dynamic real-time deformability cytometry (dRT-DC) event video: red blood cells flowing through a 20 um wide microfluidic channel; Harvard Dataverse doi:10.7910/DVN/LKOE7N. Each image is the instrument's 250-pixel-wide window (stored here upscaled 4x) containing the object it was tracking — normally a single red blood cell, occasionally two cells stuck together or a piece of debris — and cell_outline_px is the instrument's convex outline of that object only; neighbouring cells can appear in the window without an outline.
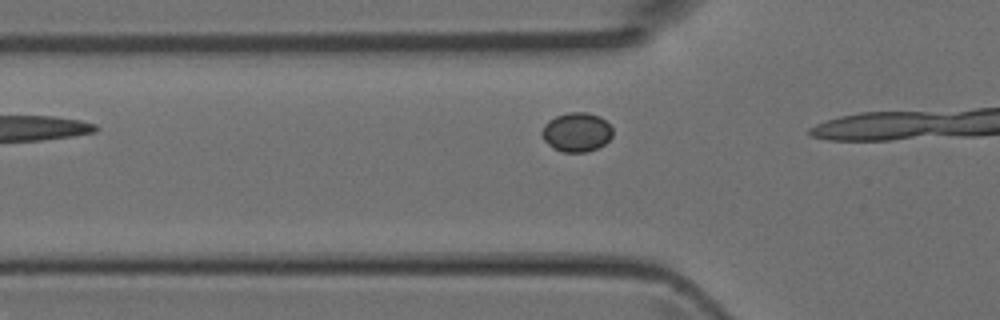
{"species": "Egyptian fruit bat (a non-hibernating species)", "species_latin": "Rousettus aegyptiacus", "temperature_condition": "room temperature", "stored_images_in_passage": 3, "camera_frame_rate_fps": 3000, "um_per_image_px": 0.085, "animal": {"sex": "female"}, "frame": {"image": 1, "passage_image": 3, "time_ms": 0.667, "image_size_px": [1000, 320], "cell_outline_px": [[612, 136], [604, 144], [588, 152], [560, 152], [552, 148], [544, 140], [540, 132], [544, 124], [548, 120], [556, 116], [568, 112], [584, 112], [600, 116], [612, 128]], "centroid_in_image_um": [48.98, 11.24], "position_along_channel_um": 76.8, "area_um2": 16.24}}